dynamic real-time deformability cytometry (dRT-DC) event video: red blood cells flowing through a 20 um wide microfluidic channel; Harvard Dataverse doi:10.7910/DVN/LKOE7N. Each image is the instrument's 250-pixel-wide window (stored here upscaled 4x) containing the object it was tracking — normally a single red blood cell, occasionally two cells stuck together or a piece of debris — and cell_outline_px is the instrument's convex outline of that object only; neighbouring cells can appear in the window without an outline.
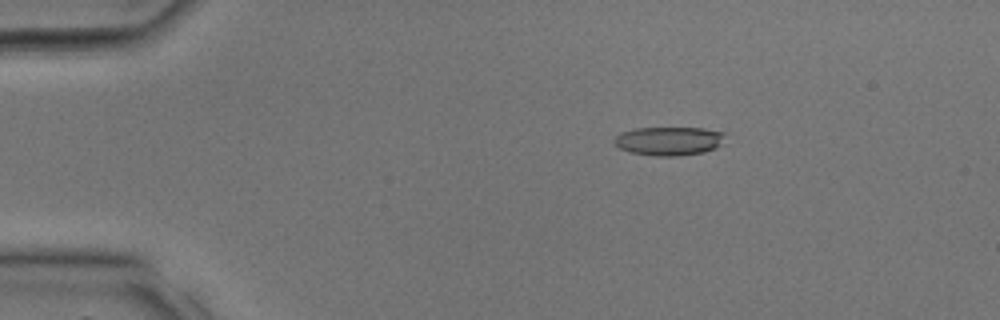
{"species": "common noctule bat (a hibernating species)", "species_latin": "Nyctalus noctula", "temperature_condition": "room temperature", "stored_images_in_passage": 23, "camera_frame_rate_fps": 3000, "um_per_image_px": 0.085, "animal": {"sex": "male", "body_mass_g": 17.9, "forearm_length_mm": 54.2}, "frame": {"image": 1, "passage_image": 5, "time_ms": 1.333, "image_size_px": [1000, 320], "cell_outline_px": [[724, 132], [720, 144], [716, 148], [704, 152], [676, 156], [656, 156], [628, 152], [620, 148], [612, 140], [620, 132], [636, 128], [704, 128]], "centroid_in_image_um": [56.82, 11.98], "position_along_channel_um": 28.2, "area_um2": 18.5}}
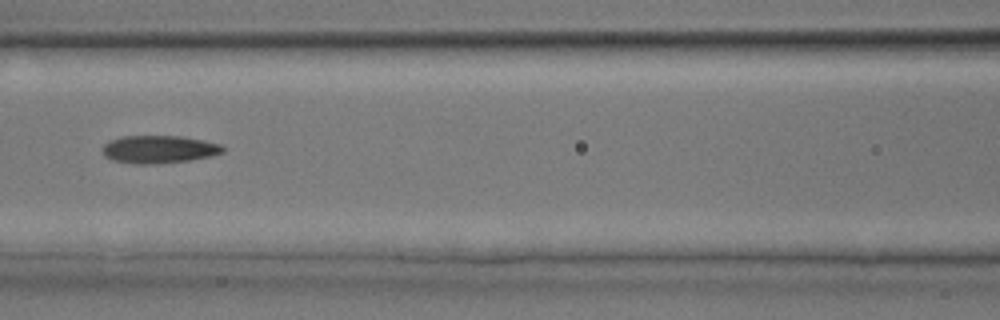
{"frame": {"image": 2, "passage_image": 14, "time_ms": 4.333, "image_size_px": [1000, 320], "cell_outline_px": [[224, 152], [212, 156], [188, 160], [156, 164], [136, 164], [112, 160], [104, 156], [100, 148], [104, 144], [112, 140], [124, 136], [180, 136], [220, 144], [224, 148]], "centroid_in_image_um": [13.48, 12.7], "position_along_channel_um": 153.1, "area_um2": 19.42}}
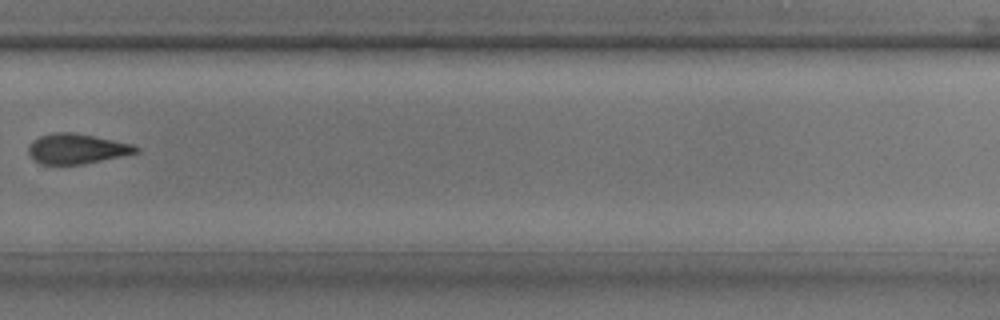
{"frame": {"image": 3, "passage_image": 22, "time_ms": 7.0, "image_size_px": [1000, 320], "cell_outline_px": [[140, 152], [84, 164], [40, 164], [32, 160], [28, 152], [28, 148], [32, 140], [40, 136], [52, 132], [72, 132], [132, 144], [140, 148]], "centroid_in_image_um": [6.49, 12.65], "position_along_channel_um": 323.3, "area_um2": 18.84}}